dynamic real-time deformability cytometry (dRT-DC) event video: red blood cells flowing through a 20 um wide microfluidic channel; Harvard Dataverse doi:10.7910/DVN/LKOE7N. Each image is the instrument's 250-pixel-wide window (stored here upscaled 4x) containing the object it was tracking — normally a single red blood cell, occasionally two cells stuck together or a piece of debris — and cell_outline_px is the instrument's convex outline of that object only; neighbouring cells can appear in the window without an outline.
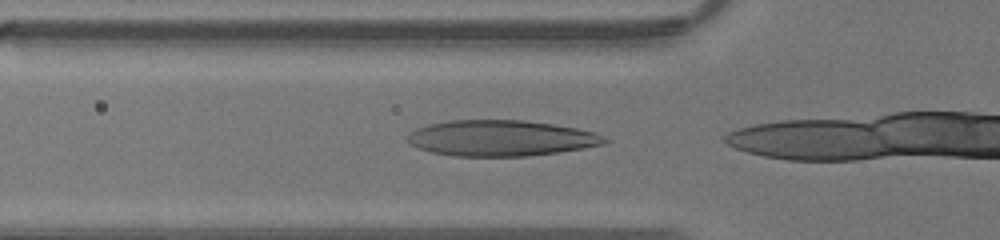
{"species": "human", "species_latin": "Homo sapiens", "temperature_condition": "warm", "stored_images_in_passage": 12, "camera_frame_rate_fps": 3000, "um_per_image_px": 0.085, "donor": {"sex": "male"}, "frame": {"image": 1, "passage_image": 10, "time_ms": 3.0, "image_size_px": [1000, 240], "cell_outline_px": [[612, 140], [604, 144], [560, 152], [524, 156], [452, 156], [432, 152], [416, 148], [408, 144], [408, 136], [416, 128], [428, 124], [448, 120], [524, 120], [552, 124], [576, 128], [596, 132]], "centroid_in_image_um": [42.58, 11.74], "position_along_channel_um": 83.2, "area_um2": 41.38}}